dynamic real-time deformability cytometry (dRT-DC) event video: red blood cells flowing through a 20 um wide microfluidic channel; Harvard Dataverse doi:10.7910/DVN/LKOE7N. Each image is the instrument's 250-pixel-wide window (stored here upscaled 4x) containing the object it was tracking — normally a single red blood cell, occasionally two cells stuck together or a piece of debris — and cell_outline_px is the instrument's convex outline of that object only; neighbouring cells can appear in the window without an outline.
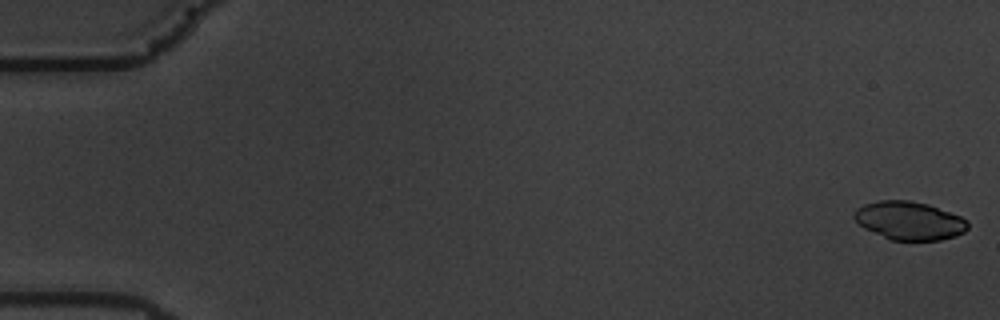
{"species": "common noctule bat (a hibernating species)", "species_latin": "Nyctalus noctula", "temperature_condition": "warm", "stored_images_in_passage": 7, "camera_frame_rate_fps": 3000, "um_per_image_px": 0.085, "animal": {"sex": "male", "body_mass_g": 19.5, "forearm_length_mm": 54.6}, "frame": {"image": 1, "passage_image": 1, "time_ms": 0.0, "image_size_px": [1000, 320], "cell_outline_px": [[968, 228], [964, 232], [956, 236], [940, 240], [888, 240], [864, 228], [852, 216], [856, 208], [864, 204], [880, 200], [908, 200], [928, 204], [960, 216], [968, 220]], "centroid_in_image_um": [77.28, 18.76], "position_along_channel_um": 7.7, "area_um2": 25.49}}